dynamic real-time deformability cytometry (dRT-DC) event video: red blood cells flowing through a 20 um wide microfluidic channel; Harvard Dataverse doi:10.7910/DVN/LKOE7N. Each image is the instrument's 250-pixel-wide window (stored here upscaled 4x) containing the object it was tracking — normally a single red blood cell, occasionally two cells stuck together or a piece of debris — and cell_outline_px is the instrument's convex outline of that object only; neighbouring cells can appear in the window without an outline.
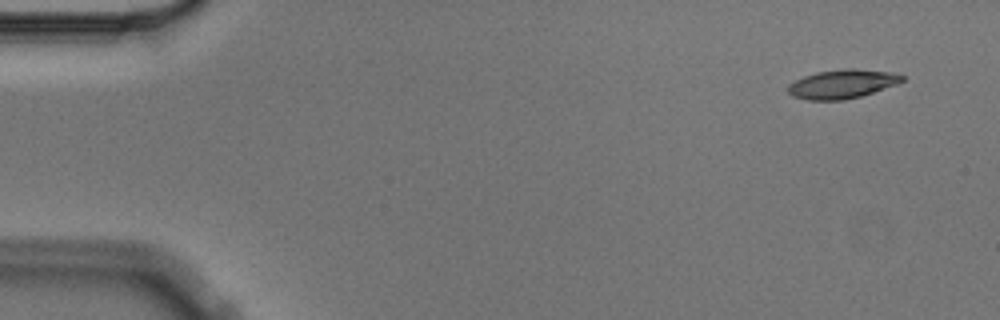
{"species": "Egyptian fruit bat (a non-hibernating species)", "species_latin": "Rousettus aegyptiacus", "temperature_condition": "cold", "stored_images_in_passage": 9, "camera_frame_rate_fps": 3000, "um_per_image_px": 0.085, "animal": {"sex": "male"}, "frame": {"image": 1, "passage_image": 1, "time_ms": 0.0, "image_size_px": [1000, 320], "cell_outline_px": [[904, 80], [896, 84], [860, 96], [844, 100], [808, 100], [792, 96], [788, 92], [788, 84], [804, 76], [816, 72], [844, 68], [856, 68], [892, 72], [904, 76]], "centroid_in_image_um": [71.57, 7.13], "position_along_channel_um": 13.4, "area_um2": 19.19}}
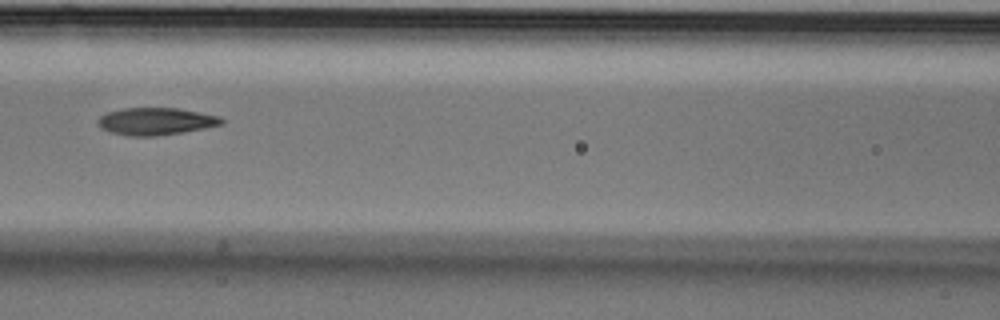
{"frame": {"image": 2, "passage_image": 7, "time_ms": 2.0, "image_size_px": [1000, 320], "cell_outline_px": [[224, 124], [184, 132], [156, 136], [128, 136], [108, 132], [100, 128], [100, 116], [108, 112], [124, 108], [176, 108], [200, 112], [220, 116], [224, 120]], "centroid_in_image_um": [13.27, 10.32], "position_along_channel_um": 153.3, "area_um2": 19.65}}
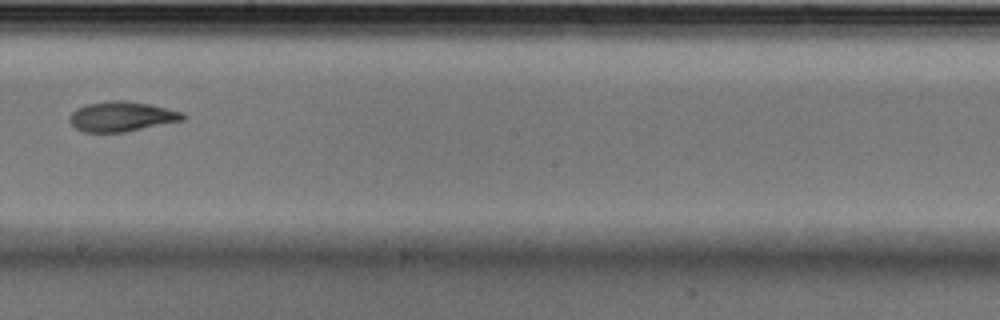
{"frame": {"image": 3, "passage_image": 9, "time_ms": 2.667, "image_size_px": [1000, 320], "cell_outline_px": [[188, 116], [184, 120], [124, 132], [84, 132], [76, 128], [68, 120], [68, 116], [76, 108], [84, 104], [108, 100], [128, 100], [168, 108], [184, 112]], "centroid_in_image_um": [10.34, 9.89], "position_along_channel_um": 237.9, "area_um2": 20.06}}